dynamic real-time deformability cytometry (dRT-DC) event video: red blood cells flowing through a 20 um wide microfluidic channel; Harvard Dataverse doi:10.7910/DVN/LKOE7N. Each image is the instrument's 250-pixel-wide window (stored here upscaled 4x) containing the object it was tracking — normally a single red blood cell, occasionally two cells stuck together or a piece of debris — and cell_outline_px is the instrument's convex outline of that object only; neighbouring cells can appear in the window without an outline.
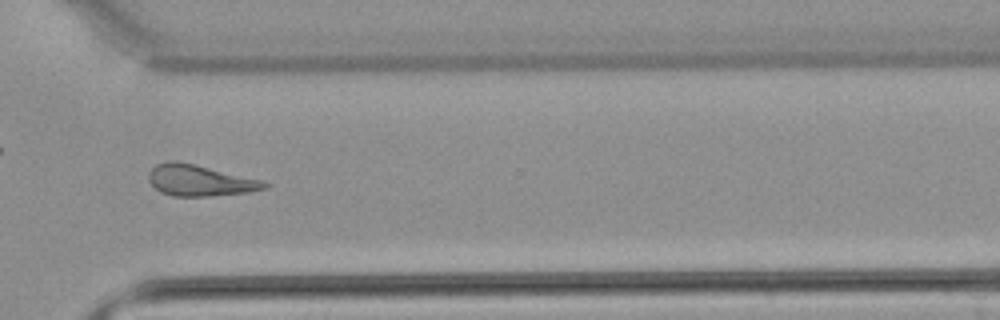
{"species": "common noctule bat (a hibernating species)", "species_latin": "Nyctalus noctula", "temperature_condition": "warm", "stored_images_in_passage": 29, "camera_frame_rate_fps": 3000, "um_per_image_px": 0.085, "animal": {"sex": "male", "body_mass_g": 21.5, "forearm_length_mm": 52.0}, "frame": {"image": 1, "passage_image": 25, "time_ms": 8.0, "image_size_px": [1000, 320], "cell_outline_px": [[268, 184], [264, 188], [248, 192], [208, 196], [172, 196], [156, 188], [148, 180], [148, 176], [152, 168], [156, 164], [168, 160], [176, 160], [260, 180]], "centroid_in_image_um": [16.91, 15.33], "position_along_channel_um": 353.7, "area_um2": 20.46}}